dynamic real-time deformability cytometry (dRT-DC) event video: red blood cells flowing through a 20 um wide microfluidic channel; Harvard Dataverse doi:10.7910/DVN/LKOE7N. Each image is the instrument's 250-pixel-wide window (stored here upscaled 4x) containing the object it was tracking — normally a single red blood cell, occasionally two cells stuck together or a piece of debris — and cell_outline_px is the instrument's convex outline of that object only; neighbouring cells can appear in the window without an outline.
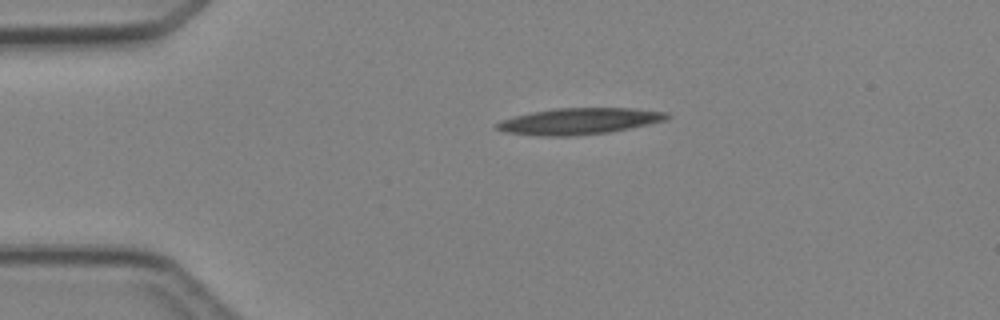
{"species": "Egyptian fruit bat (a non-hibernating species)", "species_latin": "Rousettus aegyptiacus", "temperature_condition": "cold", "stored_images_in_passage": 2, "camera_frame_rate_fps": 3000, "um_per_image_px": 0.085, "animal": {"sex": "female"}, "frame": {"image": 1, "passage_image": 1, "time_ms": 0.0, "image_size_px": [1000, 320], "cell_outline_px": [[672, 116], [668, 120], [608, 132], [572, 136], [548, 136], [504, 132], [496, 128], [496, 124], [500, 120], [532, 112], [552, 108], [636, 108], [668, 112]], "centroid_in_image_um": [49.28, 10.29], "position_along_channel_um": 35.7, "area_um2": 26.07}}